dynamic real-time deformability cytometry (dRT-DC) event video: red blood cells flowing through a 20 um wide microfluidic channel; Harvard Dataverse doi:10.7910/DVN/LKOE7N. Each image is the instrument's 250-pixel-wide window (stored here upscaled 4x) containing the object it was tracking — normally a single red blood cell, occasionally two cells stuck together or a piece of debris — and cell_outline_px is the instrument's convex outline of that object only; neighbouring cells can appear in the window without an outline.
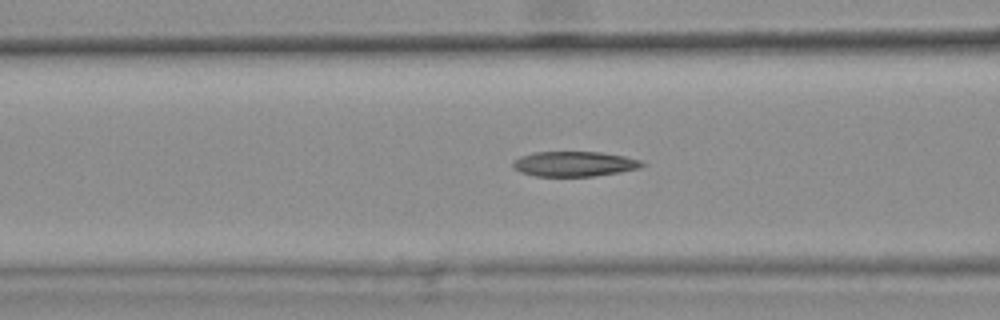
{"species": "common noctule bat (a hibernating species)", "species_latin": "Nyctalus noctula", "temperature_condition": "warm", "stored_images_in_passage": 45, "camera_frame_rate_fps": 3000, "um_per_image_px": 0.085, "animal": {"sex": "female", "body_mass_g": 25.1}, "frame": {"image": 1, "passage_image": 20, "time_ms": 6.333, "image_size_px": [1000, 320], "cell_outline_px": [[648, 164], [640, 168], [620, 172], [596, 176], [536, 176], [520, 172], [512, 168], [512, 160], [520, 156], [536, 152], [600, 152], [624, 156], [640, 160]], "centroid_in_image_um": [48.81, 13.93], "position_along_channel_um": 117.8, "area_um2": 19.02}, "authors_computed_cell_mechanics": {"area_um2": 19.5942, "velocity_mm_per_s": 3.7885, "shape_relaxation_time_tau1_ms": null, "shape_relaxation_time_tau2_ms": 2.5538, "deformation_change_tau1": null, "deformation_change_tau2": 0.1033}}